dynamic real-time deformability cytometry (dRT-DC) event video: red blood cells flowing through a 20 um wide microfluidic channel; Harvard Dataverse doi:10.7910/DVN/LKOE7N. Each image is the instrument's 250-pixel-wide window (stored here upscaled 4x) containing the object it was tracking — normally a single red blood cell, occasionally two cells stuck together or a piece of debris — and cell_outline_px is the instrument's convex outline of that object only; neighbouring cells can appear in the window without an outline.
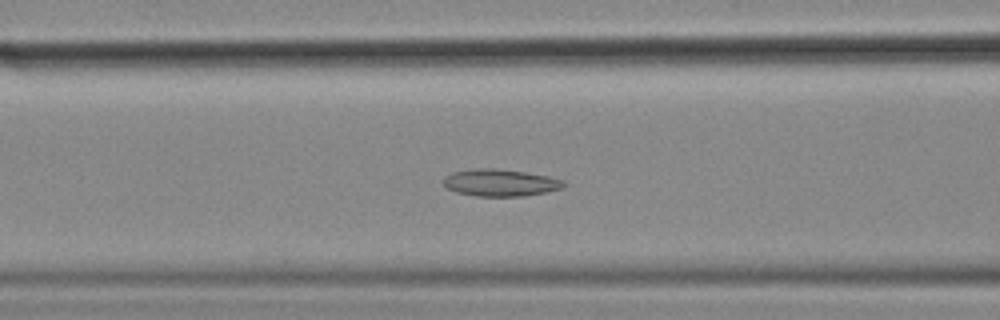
{"species": "common noctule bat (a hibernating species)", "species_latin": "Nyctalus noctula", "temperature_condition": "cold", "stored_images_in_passage": 49, "camera_frame_rate_fps": 3000, "um_per_image_px": 0.085, "animal": {"sex": "female", "body_mass_g": 18.4}, "frame": {"image": 1, "passage_image": 14, "time_ms": 4.333, "image_size_px": [1000, 320], "cell_outline_px": [[568, 184], [560, 188], [544, 192], [524, 196], [476, 196], [456, 192], [444, 188], [444, 176], [452, 172], [476, 168], [496, 168], [524, 172], [548, 176], [564, 180]], "centroid_in_image_um": [42.49, 15.52], "position_along_channel_um": 124.1, "area_um2": 19.02}}
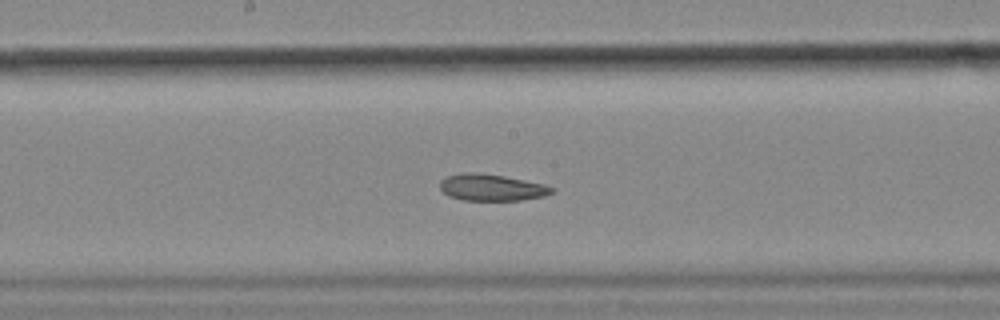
{"frame": {"image": 2, "passage_image": 21, "time_ms": 6.667, "image_size_px": [1000, 320], "cell_outline_px": [[556, 188], [552, 192], [544, 196], [520, 200], [464, 200], [448, 196], [440, 188], [440, 180], [444, 176], [460, 172], [480, 172], [504, 176], [544, 184]], "centroid_in_image_um": [41.74, 15.92], "position_along_channel_um": 206.5, "area_um2": 17.51}}
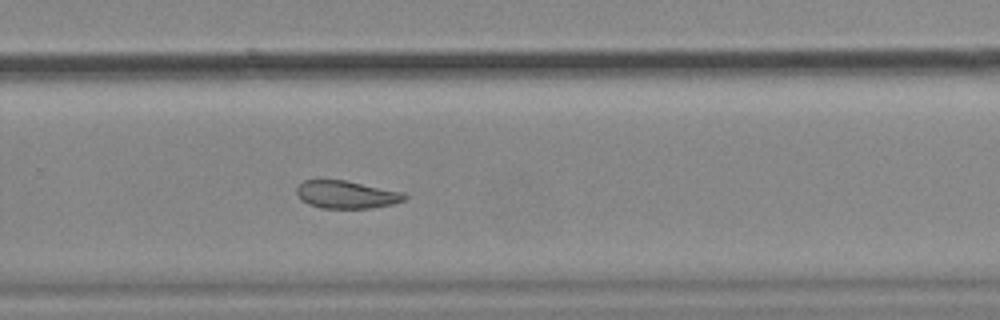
{"frame": {"image": 3, "passage_image": 29, "time_ms": 9.333, "image_size_px": [1000, 320], "cell_outline_px": [[408, 196], [404, 200], [392, 204], [372, 208], [320, 208], [308, 204], [300, 200], [296, 192], [296, 188], [304, 180], [344, 180], [404, 192]], "centroid_in_image_um": [29.43, 16.54], "position_along_channel_um": 300.4, "area_um2": 17.46}, "authors_computed_cell_mechanics": {"area_um2": 19.4786, "velocity_mm_per_s": 3.5358, "shape_relaxation_time_tau1_ms": null, "shape_relaxation_time_tau2_ms": 6.3459, "deformation_change_tau1": null, "deformation_change_tau2": 0.128}}